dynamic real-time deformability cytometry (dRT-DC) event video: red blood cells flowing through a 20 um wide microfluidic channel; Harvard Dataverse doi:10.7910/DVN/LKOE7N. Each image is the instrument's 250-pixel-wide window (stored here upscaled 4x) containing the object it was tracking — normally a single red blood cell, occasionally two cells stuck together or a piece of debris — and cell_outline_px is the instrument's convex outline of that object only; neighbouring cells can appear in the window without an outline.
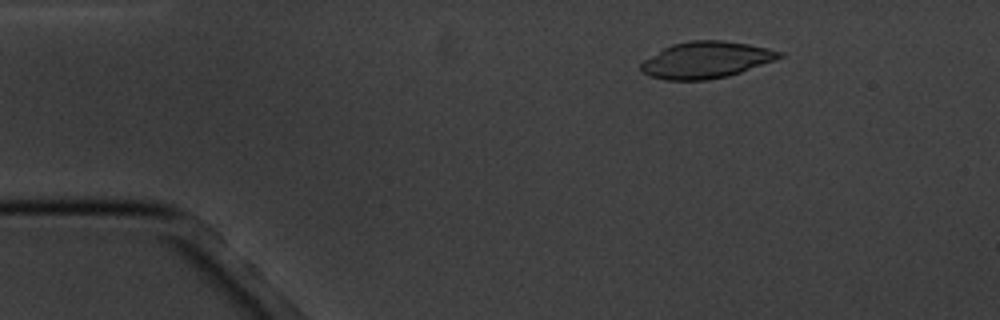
{"species": "common noctule bat (a hibernating species)", "species_latin": "Nyctalus noctula", "temperature_condition": "cold", "stored_images_in_passage": 4, "camera_frame_rate_fps": 3000, "um_per_image_px": 0.085, "animal": {"sex": "male", "body_mass_g": 20.1, "forearm_length_mm": 53.5}, "frame": {"image": 1, "passage_image": 2, "time_ms": 1.0, "image_size_px": [1000, 320], "cell_outline_px": [[784, 56], [740, 72], [728, 76], [704, 80], [664, 80], [640, 72], [640, 64], [644, 60], [664, 48], [672, 44], [688, 40], [724, 40], [748, 44], [768, 48], [784, 52]], "centroid_in_image_um": [60.0, 5.08], "position_along_channel_um": 25.0, "area_um2": 29.36}}